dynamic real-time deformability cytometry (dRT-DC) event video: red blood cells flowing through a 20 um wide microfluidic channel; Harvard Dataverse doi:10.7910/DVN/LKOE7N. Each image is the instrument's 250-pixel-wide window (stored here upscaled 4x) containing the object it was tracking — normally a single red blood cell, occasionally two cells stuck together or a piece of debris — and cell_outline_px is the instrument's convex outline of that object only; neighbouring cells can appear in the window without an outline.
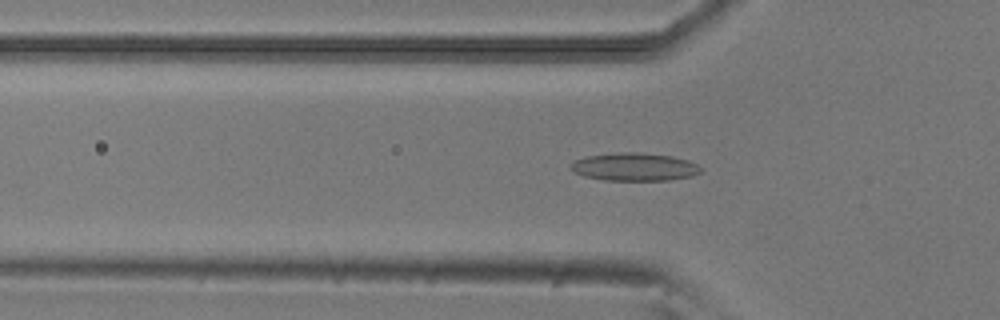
{"species": "common noctule bat (a hibernating species)", "species_latin": "Nyctalus noctula", "temperature_condition": "room temperature", "stored_images_in_passage": 50, "camera_frame_rate_fps": 3000, "um_per_image_px": 0.085, "animal": {"sex": "male", "body_mass_g": 20.5, "forearm_length_mm": 52.5}, "frame": {"image": 1, "passage_image": 15, "time_ms": 4.667, "image_size_px": [1000, 320], "cell_outline_px": [[704, 168], [700, 172], [692, 176], [668, 180], [604, 180], [584, 176], [568, 168], [568, 164], [576, 160], [588, 156], [624, 152], [640, 152], [672, 156], [688, 160]], "centroid_in_image_um": [53.94, 14.18], "position_along_channel_um": 71.9, "area_um2": 21.15}}
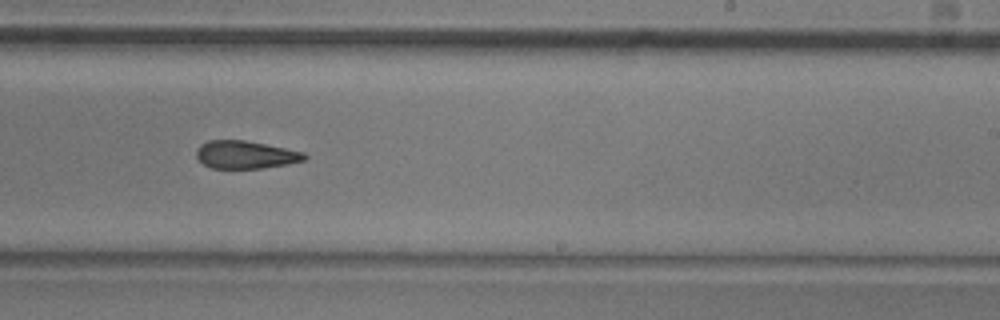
{"frame": {"image": 2, "passage_image": 30, "time_ms": 9.667, "image_size_px": [1000, 320], "cell_outline_px": [[308, 156], [304, 160], [288, 164], [264, 168], [212, 168], [204, 164], [196, 156], [196, 148], [200, 144], [208, 140], [244, 140], [304, 152]], "centroid_in_image_um": [20.85, 13.15], "position_along_channel_um": 268.1, "area_um2": 17.46}}
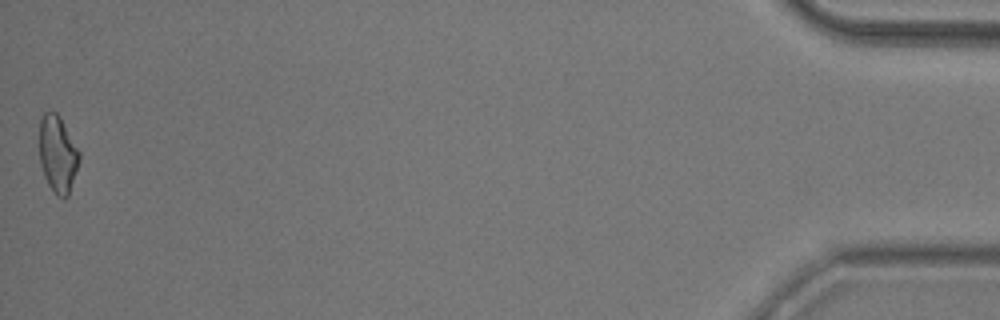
{"frame": {"image": 3, "passage_image": 50, "time_ms": 16.333, "image_size_px": [1000, 320], "cell_outline_px": [[80, 160], [68, 196], [64, 200], [56, 196], [48, 184], [44, 176], [40, 164], [40, 116], [44, 112], [56, 112], [60, 116], [80, 152]], "centroid_in_image_um": [4.91, 13.12], "position_along_channel_um": 430.3, "area_um2": 18.03}, "authors_computed_cell_mechanics": {"area_um2": 18.7272, "velocity_mm_per_s": 3.903, "shape_relaxation_time_tau1_ms": null, "shape_relaxation_time_tau2_ms": 5.1865, "deformation_change_tau1": null, "deformation_change_tau2": 0.15}}